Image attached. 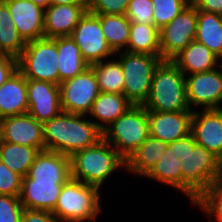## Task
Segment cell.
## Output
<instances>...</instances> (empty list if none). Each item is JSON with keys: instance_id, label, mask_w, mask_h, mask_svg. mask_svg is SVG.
<instances>
[{"instance_id": "1", "label": "cell", "mask_w": 222, "mask_h": 222, "mask_svg": "<svg viewBox=\"0 0 222 222\" xmlns=\"http://www.w3.org/2000/svg\"><path fill=\"white\" fill-rule=\"evenodd\" d=\"M172 153L180 159L182 193L193 204L197 198L216 182L219 158L195 142L192 134L168 144Z\"/></svg>"}, {"instance_id": "2", "label": "cell", "mask_w": 222, "mask_h": 222, "mask_svg": "<svg viewBox=\"0 0 222 222\" xmlns=\"http://www.w3.org/2000/svg\"><path fill=\"white\" fill-rule=\"evenodd\" d=\"M86 115L62 111L42 123L45 150L72 156L102 139V131Z\"/></svg>"}, {"instance_id": "3", "label": "cell", "mask_w": 222, "mask_h": 222, "mask_svg": "<svg viewBox=\"0 0 222 222\" xmlns=\"http://www.w3.org/2000/svg\"><path fill=\"white\" fill-rule=\"evenodd\" d=\"M120 167H126V160L103 138L70 156L71 178L99 189Z\"/></svg>"}, {"instance_id": "4", "label": "cell", "mask_w": 222, "mask_h": 222, "mask_svg": "<svg viewBox=\"0 0 222 222\" xmlns=\"http://www.w3.org/2000/svg\"><path fill=\"white\" fill-rule=\"evenodd\" d=\"M143 106L147 111H191L185 75L171 60H162L155 68L149 96Z\"/></svg>"}, {"instance_id": "5", "label": "cell", "mask_w": 222, "mask_h": 222, "mask_svg": "<svg viewBox=\"0 0 222 222\" xmlns=\"http://www.w3.org/2000/svg\"><path fill=\"white\" fill-rule=\"evenodd\" d=\"M100 189L70 178L52 212L57 221L92 222L101 212Z\"/></svg>"}, {"instance_id": "6", "label": "cell", "mask_w": 222, "mask_h": 222, "mask_svg": "<svg viewBox=\"0 0 222 222\" xmlns=\"http://www.w3.org/2000/svg\"><path fill=\"white\" fill-rule=\"evenodd\" d=\"M148 116L144 106L132 105L102 131V138L127 160L148 138Z\"/></svg>"}, {"instance_id": "7", "label": "cell", "mask_w": 222, "mask_h": 222, "mask_svg": "<svg viewBox=\"0 0 222 222\" xmlns=\"http://www.w3.org/2000/svg\"><path fill=\"white\" fill-rule=\"evenodd\" d=\"M119 61L124 77L123 95L134 106H143L152 83L155 68L163 60L161 55L121 51Z\"/></svg>"}, {"instance_id": "8", "label": "cell", "mask_w": 222, "mask_h": 222, "mask_svg": "<svg viewBox=\"0 0 222 222\" xmlns=\"http://www.w3.org/2000/svg\"><path fill=\"white\" fill-rule=\"evenodd\" d=\"M58 48L55 38L26 42L17 58V70L26 78L59 85Z\"/></svg>"}, {"instance_id": "9", "label": "cell", "mask_w": 222, "mask_h": 222, "mask_svg": "<svg viewBox=\"0 0 222 222\" xmlns=\"http://www.w3.org/2000/svg\"><path fill=\"white\" fill-rule=\"evenodd\" d=\"M197 9L190 3L171 22L159 30L161 58L171 60L195 40Z\"/></svg>"}, {"instance_id": "10", "label": "cell", "mask_w": 222, "mask_h": 222, "mask_svg": "<svg viewBox=\"0 0 222 222\" xmlns=\"http://www.w3.org/2000/svg\"><path fill=\"white\" fill-rule=\"evenodd\" d=\"M99 93L96 76L89 66L77 76L60 83L62 110L87 115Z\"/></svg>"}, {"instance_id": "11", "label": "cell", "mask_w": 222, "mask_h": 222, "mask_svg": "<svg viewBox=\"0 0 222 222\" xmlns=\"http://www.w3.org/2000/svg\"><path fill=\"white\" fill-rule=\"evenodd\" d=\"M71 37L89 66L106 60L109 56H115L104 38L99 18L95 14L87 11L76 25Z\"/></svg>"}, {"instance_id": "12", "label": "cell", "mask_w": 222, "mask_h": 222, "mask_svg": "<svg viewBox=\"0 0 222 222\" xmlns=\"http://www.w3.org/2000/svg\"><path fill=\"white\" fill-rule=\"evenodd\" d=\"M220 69L185 76L186 93L189 107L202 109H221L222 103V64Z\"/></svg>"}, {"instance_id": "13", "label": "cell", "mask_w": 222, "mask_h": 222, "mask_svg": "<svg viewBox=\"0 0 222 222\" xmlns=\"http://www.w3.org/2000/svg\"><path fill=\"white\" fill-rule=\"evenodd\" d=\"M0 140L45 150L42 123L28 112L1 119Z\"/></svg>"}, {"instance_id": "14", "label": "cell", "mask_w": 222, "mask_h": 222, "mask_svg": "<svg viewBox=\"0 0 222 222\" xmlns=\"http://www.w3.org/2000/svg\"><path fill=\"white\" fill-rule=\"evenodd\" d=\"M28 113L43 123L56 117L62 110L60 85L27 79Z\"/></svg>"}, {"instance_id": "15", "label": "cell", "mask_w": 222, "mask_h": 222, "mask_svg": "<svg viewBox=\"0 0 222 222\" xmlns=\"http://www.w3.org/2000/svg\"><path fill=\"white\" fill-rule=\"evenodd\" d=\"M193 111H147L149 135L165 143L191 134Z\"/></svg>"}, {"instance_id": "16", "label": "cell", "mask_w": 222, "mask_h": 222, "mask_svg": "<svg viewBox=\"0 0 222 222\" xmlns=\"http://www.w3.org/2000/svg\"><path fill=\"white\" fill-rule=\"evenodd\" d=\"M191 134L195 142L215 156H222V108L193 111Z\"/></svg>"}, {"instance_id": "17", "label": "cell", "mask_w": 222, "mask_h": 222, "mask_svg": "<svg viewBox=\"0 0 222 222\" xmlns=\"http://www.w3.org/2000/svg\"><path fill=\"white\" fill-rule=\"evenodd\" d=\"M19 35L25 42L43 38L44 10L30 0H2Z\"/></svg>"}, {"instance_id": "18", "label": "cell", "mask_w": 222, "mask_h": 222, "mask_svg": "<svg viewBox=\"0 0 222 222\" xmlns=\"http://www.w3.org/2000/svg\"><path fill=\"white\" fill-rule=\"evenodd\" d=\"M88 5H49L44 10V36L46 38L71 36Z\"/></svg>"}, {"instance_id": "19", "label": "cell", "mask_w": 222, "mask_h": 222, "mask_svg": "<svg viewBox=\"0 0 222 222\" xmlns=\"http://www.w3.org/2000/svg\"><path fill=\"white\" fill-rule=\"evenodd\" d=\"M64 183L66 182H45L23 177L19 196L23 208L53 212Z\"/></svg>"}, {"instance_id": "20", "label": "cell", "mask_w": 222, "mask_h": 222, "mask_svg": "<svg viewBox=\"0 0 222 222\" xmlns=\"http://www.w3.org/2000/svg\"><path fill=\"white\" fill-rule=\"evenodd\" d=\"M27 176L45 182H67L71 178L70 157L55 151H40Z\"/></svg>"}, {"instance_id": "21", "label": "cell", "mask_w": 222, "mask_h": 222, "mask_svg": "<svg viewBox=\"0 0 222 222\" xmlns=\"http://www.w3.org/2000/svg\"><path fill=\"white\" fill-rule=\"evenodd\" d=\"M27 112V79L16 70L0 86V120Z\"/></svg>"}, {"instance_id": "22", "label": "cell", "mask_w": 222, "mask_h": 222, "mask_svg": "<svg viewBox=\"0 0 222 222\" xmlns=\"http://www.w3.org/2000/svg\"><path fill=\"white\" fill-rule=\"evenodd\" d=\"M209 48L193 40L185 49L181 50L171 61L184 73L191 75L220 68L222 62Z\"/></svg>"}, {"instance_id": "23", "label": "cell", "mask_w": 222, "mask_h": 222, "mask_svg": "<svg viewBox=\"0 0 222 222\" xmlns=\"http://www.w3.org/2000/svg\"><path fill=\"white\" fill-rule=\"evenodd\" d=\"M132 104L123 94L100 92L96 100L93 102L90 116L97 119L94 123L103 131L119 116L123 115ZM99 120V122H98Z\"/></svg>"}, {"instance_id": "24", "label": "cell", "mask_w": 222, "mask_h": 222, "mask_svg": "<svg viewBox=\"0 0 222 222\" xmlns=\"http://www.w3.org/2000/svg\"><path fill=\"white\" fill-rule=\"evenodd\" d=\"M167 147L168 143L149 135L126 160L125 169L130 173L145 176L162 158Z\"/></svg>"}, {"instance_id": "25", "label": "cell", "mask_w": 222, "mask_h": 222, "mask_svg": "<svg viewBox=\"0 0 222 222\" xmlns=\"http://www.w3.org/2000/svg\"><path fill=\"white\" fill-rule=\"evenodd\" d=\"M56 45L60 85L61 82L82 73L89 65L84 61L80 49L71 36L56 37Z\"/></svg>"}, {"instance_id": "26", "label": "cell", "mask_w": 222, "mask_h": 222, "mask_svg": "<svg viewBox=\"0 0 222 222\" xmlns=\"http://www.w3.org/2000/svg\"><path fill=\"white\" fill-rule=\"evenodd\" d=\"M195 40L209 48L222 61V16L197 10Z\"/></svg>"}, {"instance_id": "27", "label": "cell", "mask_w": 222, "mask_h": 222, "mask_svg": "<svg viewBox=\"0 0 222 222\" xmlns=\"http://www.w3.org/2000/svg\"><path fill=\"white\" fill-rule=\"evenodd\" d=\"M129 53L161 55L159 29L155 25L130 23L129 41L127 49Z\"/></svg>"}, {"instance_id": "28", "label": "cell", "mask_w": 222, "mask_h": 222, "mask_svg": "<svg viewBox=\"0 0 222 222\" xmlns=\"http://www.w3.org/2000/svg\"><path fill=\"white\" fill-rule=\"evenodd\" d=\"M40 150L0 140V161L22 178L27 176Z\"/></svg>"}, {"instance_id": "29", "label": "cell", "mask_w": 222, "mask_h": 222, "mask_svg": "<svg viewBox=\"0 0 222 222\" xmlns=\"http://www.w3.org/2000/svg\"><path fill=\"white\" fill-rule=\"evenodd\" d=\"M100 21L104 38L116 54L127 49L130 32V20L125 15L95 14ZM126 47V48H125Z\"/></svg>"}, {"instance_id": "30", "label": "cell", "mask_w": 222, "mask_h": 222, "mask_svg": "<svg viewBox=\"0 0 222 222\" xmlns=\"http://www.w3.org/2000/svg\"><path fill=\"white\" fill-rule=\"evenodd\" d=\"M26 46L12 22L8 6L0 1V52L18 58Z\"/></svg>"}, {"instance_id": "31", "label": "cell", "mask_w": 222, "mask_h": 222, "mask_svg": "<svg viewBox=\"0 0 222 222\" xmlns=\"http://www.w3.org/2000/svg\"><path fill=\"white\" fill-rule=\"evenodd\" d=\"M164 155L155 166L145 175L148 179H154L160 183H166L182 192V172L180 159H177L168 146Z\"/></svg>"}, {"instance_id": "32", "label": "cell", "mask_w": 222, "mask_h": 222, "mask_svg": "<svg viewBox=\"0 0 222 222\" xmlns=\"http://www.w3.org/2000/svg\"><path fill=\"white\" fill-rule=\"evenodd\" d=\"M90 67L94 71L100 92L123 94L124 77L119 60L101 61Z\"/></svg>"}, {"instance_id": "33", "label": "cell", "mask_w": 222, "mask_h": 222, "mask_svg": "<svg viewBox=\"0 0 222 222\" xmlns=\"http://www.w3.org/2000/svg\"><path fill=\"white\" fill-rule=\"evenodd\" d=\"M200 207L206 214L217 222H222V183L214 182L192 204Z\"/></svg>"}, {"instance_id": "34", "label": "cell", "mask_w": 222, "mask_h": 222, "mask_svg": "<svg viewBox=\"0 0 222 222\" xmlns=\"http://www.w3.org/2000/svg\"><path fill=\"white\" fill-rule=\"evenodd\" d=\"M152 3L154 25L160 30L185 9L191 0H152Z\"/></svg>"}, {"instance_id": "35", "label": "cell", "mask_w": 222, "mask_h": 222, "mask_svg": "<svg viewBox=\"0 0 222 222\" xmlns=\"http://www.w3.org/2000/svg\"><path fill=\"white\" fill-rule=\"evenodd\" d=\"M152 0H129L125 16L133 23L154 25Z\"/></svg>"}, {"instance_id": "36", "label": "cell", "mask_w": 222, "mask_h": 222, "mask_svg": "<svg viewBox=\"0 0 222 222\" xmlns=\"http://www.w3.org/2000/svg\"><path fill=\"white\" fill-rule=\"evenodd\" d=\"M22 177L0 161V195L20 196Z\"/></svg>"}, {"instance_id": "37", "label": "cell", "mask_w": 222, "mask_h": 222, "mask_svg": "<svg viewBox=\"0 0 222 222\" xmlns=\"http://www.w3.org/2000/svg\"><path fill=\"white\" fill-rule=\"evenodd\" d=\"M23 210L19 196L0 195V222H20Z\"/></svg>"}, {"instance_id": "38", "label": "cell", "mask_w": 222, "mask_h": 222, "mask_svg": "<svg viewBox=\"0 0 222 222\" xmlns=\"http://www.w3.org/2000/svg\"><path fill=\"white\" fill-rule=\"evenodd\" d=\"M129 0H88V12L92 14L125 15Z\"/></svg>"}, {"instance_id": "39", "label": "cell", "mask_w": 222, "mask_h": 222, "mask_svg": "<svg viewBox=\"0 0 222 222\" xmlns=\"http://www.w3.org/2000/svg\"><path fill=\"white\" fill-rule=\"evenodd\" d=\"M57 219L52 212L45 210L25 209L20 222H56Z\"/></svg>"}, {"instance_id": "40", "label": "cell", "mask_w": 222, "mask_h": 222, "mask_svg": "<svg viewBox=\"0 0 222 222\" xmlns=\"http://www.w3.org/2000/svg\"><path fill=\"white\" fill-rule=\"evenodd\" d=\"M17 70V59L3 55L0 57V86Z\"/></svg>"}, {"instance_id": "41", "label": "cell", "mask_w": 222, "mask_h": 222, "mask_svg": "<svg viewBox=\"0 0 222 222\" xmlns=\"http://www.w3.org/2000/svg\"><path fill=\"white\" fill-rule=\"evenodd\" d=\"M197 10L222 16V0H191Z\"/></svg>"}, {"instance_id": "42", "label": "cell", "mask_w": 222, "mask_h": 222, "mask_svg": "<svg viewBox=\"0 0 222 222\" xmlns=\"http://www.w3.org/2000/svg\"><path fill=\"white\" fill-rule=\"evenodd\" d=\"M58 4L88 5V0H50V5Z\"/></svg>"}, {"instance_id": "43", "label": "cell", "mask_w": 222, "mask_h": 222, "mask_svg": "<svg viewBox=\"0 0 222 222\" xmlns=\"http://www.w3.org/2000/svg\"><path fill=\"white\" fill-rule=\"evenodd\" d=\"M34 4L40 6L43 9H46L50 5V0H30Z\"/></svg>"}, {"instance_id": "44", "label": "cell", "mask_w": 222, "mask_h": 222, "mask_svg": "<svg viewBox=\"0 0 222 222\" xmlns=\"http://www.w3.org/2000/svg\"><path fill=\"white\" fill-rule=\"evenodd\" d=\"M216 182L222 183V156L219 158V173Z\"/></svg>"}]
</instances>
